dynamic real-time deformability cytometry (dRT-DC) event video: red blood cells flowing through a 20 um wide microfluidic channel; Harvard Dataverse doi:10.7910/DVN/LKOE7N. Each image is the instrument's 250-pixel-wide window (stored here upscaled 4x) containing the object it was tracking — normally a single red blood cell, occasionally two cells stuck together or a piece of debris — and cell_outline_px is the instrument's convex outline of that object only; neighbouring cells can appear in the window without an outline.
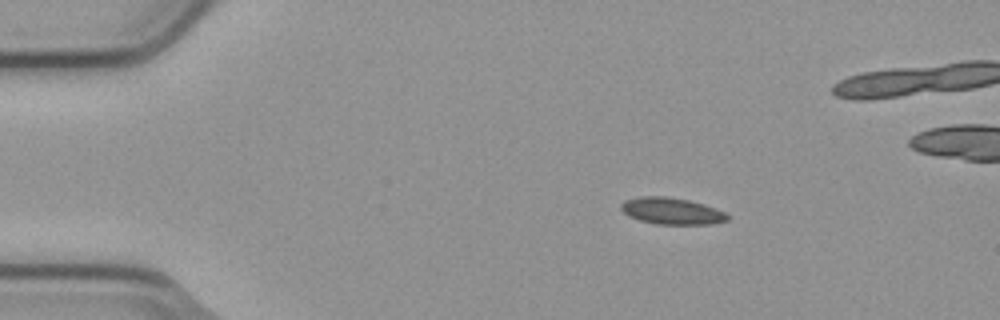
{"species": "common noctule bat (a hibernating species)", "species_latin": "Nyctalus noctula", "temperature_condition": "cold", "stored_images_in_passage": 4, "camera_frame_rate_fps": 3000, "um_per_image_px": 0.085, "animal": {"sex": "male", "body_mass_g": 23.1, "forearm_length_mm": 52.7}, "frame": {"image": 1, "passage_image": 1, "time_ms": 0.0, "image_size_px": [1000, 320], "cell_outline_px": [[728, 220], [712, 224], [656, 224], [640, 220], [628, 216], [620, 208], [620, 204], [624, 200], [640, 196], [664, 196], [688, 200], [704, 204], [716, 208], [724, 212], [728, 216]], "centroid_in_image_um": [57.07, 17.93], "position_along_channel_um": 27.9, "area_um2": 16.53}}